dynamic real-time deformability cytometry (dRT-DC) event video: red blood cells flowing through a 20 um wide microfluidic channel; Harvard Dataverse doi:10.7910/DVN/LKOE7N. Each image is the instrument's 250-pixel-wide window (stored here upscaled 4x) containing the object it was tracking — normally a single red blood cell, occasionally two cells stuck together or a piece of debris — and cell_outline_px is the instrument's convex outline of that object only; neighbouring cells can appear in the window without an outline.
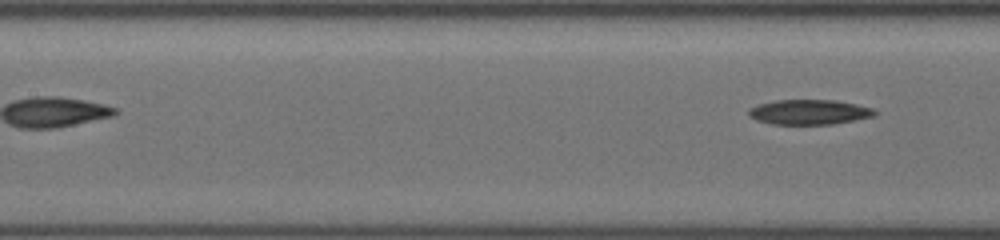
{"species": "common noctule bat (a hibernating species)", "species_latin": "Nyctalus noctula", "temperature_condition": "cold", "stored_images_in_passage": 16, "segment_of_instrument_passage": [2, 2], "camera_frame_rate_fps": 3000, "um_per_image_px": 0.085, "animal": {"sex": "female", "body_mass_g": 19.5, "forearm_length_mm": 54.1}, "frame": {"image": 1, "passage_image": 16, "time_ms": 5.333, "image_size_px": [1000, 240], "cell_outline_px": [[876, 116], [832, 124], [772, 124], [756, 120], [748, 116], [748, 108], [760, 104], [776, 100], [832, 100], [856, 104], [872, 108], [876, 112]], "centroid_in_image_um": [68.76, 9.53], "position_along_channel_um": 138.6, "area_um2": 18.26}}